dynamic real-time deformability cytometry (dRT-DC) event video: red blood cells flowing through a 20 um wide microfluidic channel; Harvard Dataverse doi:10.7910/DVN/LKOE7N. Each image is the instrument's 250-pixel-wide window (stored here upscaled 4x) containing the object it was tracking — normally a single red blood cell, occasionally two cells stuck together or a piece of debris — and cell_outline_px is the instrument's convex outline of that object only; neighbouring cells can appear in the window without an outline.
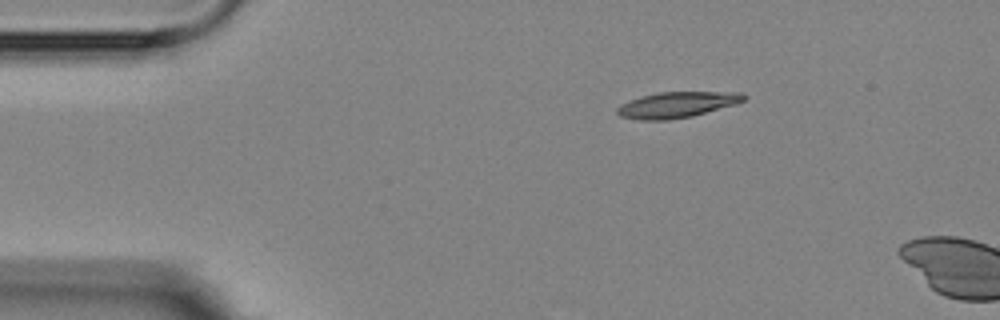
{"species": "Egyptian fruit bat (a non-hibernating species)", "species_latin": "Rousettus aegyptiacus", "temperature_condition": "room temperature", "stored_images_in_passage": 4, "camera_frame_rate_fps": 3000, "um_per_image_px": 0.085, "animal": {"sex": "female"}, "frame": {"image": 1, "passage_image": 4, "time_ms": 4.333, "image_size_px": [1000, 320], "cell_outline_px": [[748, 96], [744, 100], [736, 104], [692, 116], [668, 120], [640, 120], [620, 116], [616, 112], [616, 108], [620, 104], [640, 96], [656, 92], [740, 92]], "centroid_in_image_um": [57.52, 8.9], "position_along_channel_um": 27.5, "area_um2": 19.13}}